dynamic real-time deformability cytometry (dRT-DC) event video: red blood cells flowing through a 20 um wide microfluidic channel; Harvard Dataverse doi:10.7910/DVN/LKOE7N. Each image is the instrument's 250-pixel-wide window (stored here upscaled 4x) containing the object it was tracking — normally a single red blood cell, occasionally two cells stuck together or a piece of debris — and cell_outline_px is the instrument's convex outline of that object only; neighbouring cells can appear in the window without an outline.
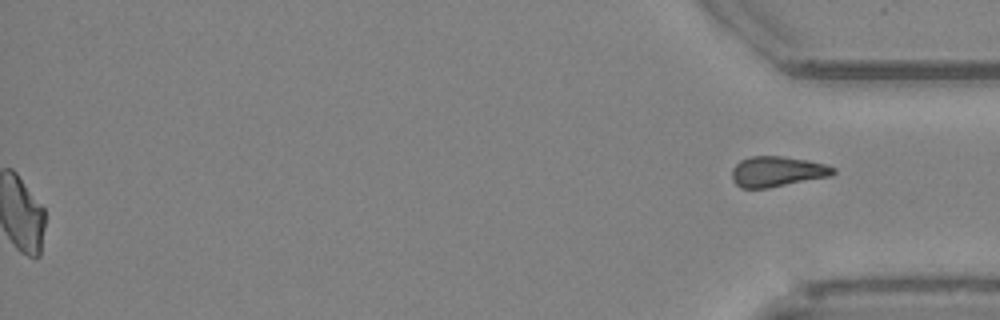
{"species": "Egyptian fruit bat (a non-hibernating species)", "species_latin": "Rousettus aegyptiacus", "temperature_condition": "cold", "stored_images_in_passage": 37, "segment_of_instrument_passage": [2, 2], "camera_frame_rate_fps": 3000, "um_per_image_px": 0.085, "animal": {"sex": "female"}, "frame": {"image": 1, "passage_image": 37, "time_ms": 12.0, "image_size_px": [1000, 320], "cell_outline_px": [[836, 172], [832, 176], [768, 188], [740, 188], [732, 180], [732, 168], [740, 160], [748, 156], [784, 156], [808, 160], [824, 164], [836, 168]], "centroid_in_image_um": [66.06, 14.58], "position_along_channel_um": 369.1, "area_um2": 18.15}}